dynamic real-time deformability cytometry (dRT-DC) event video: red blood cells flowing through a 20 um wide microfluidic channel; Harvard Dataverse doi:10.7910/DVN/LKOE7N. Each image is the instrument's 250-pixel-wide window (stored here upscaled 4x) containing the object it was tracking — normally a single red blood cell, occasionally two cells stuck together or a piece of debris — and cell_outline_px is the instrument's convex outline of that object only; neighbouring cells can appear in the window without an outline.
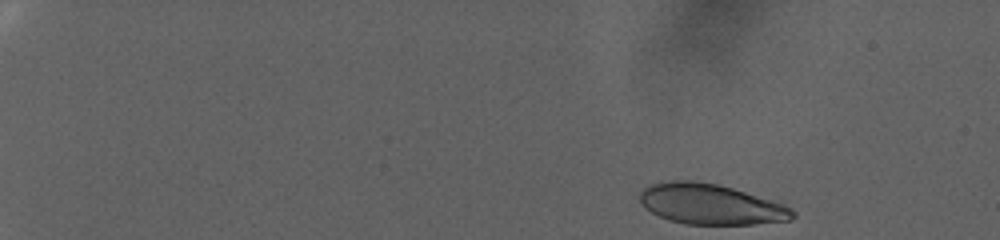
{"species": "human", "species_latin": "Homo sapiens", "temperature_condition": "warm", "stored_images_in_passage": 56, "camera_frame_rate_fps": 3000, "um_per_image_px": 0.085, "donor": {"sex": "female"}, "frame": {"image": 1, "passage_image": 1, "time_ms": 0.0, "image_size_px": [1000, 240], "cell_outline_px": [[796, 216], [792, 220], [756, 224], [684, 224], [668, 220], [644, 208], [640, 200], [640, 192], [648, 184], [668, 180], [692, 180], [716, 184], [732, 188], [784, 204], [792, 208], [796, 212]], "centroid_in_image_um": [60.41, 17.36], "position_along_channel_um": 24.6, "area_um2": 36.18}}
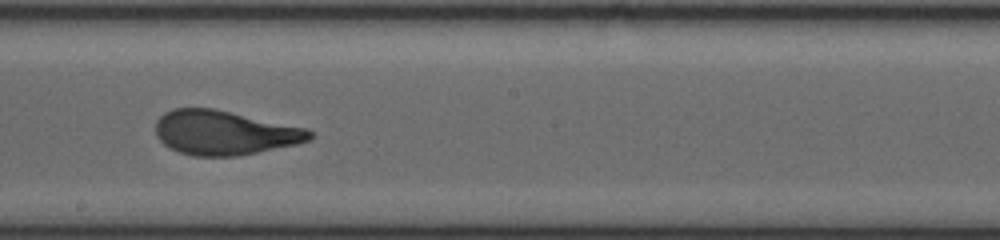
{"frame": {"image": 2, "passage_image": 30, "time_ms": 9.667, "image_size_px": [1000, 240], "cell_outline_px": [[312, 136], [308, 140], [296, 144], [236, 156], [192, 156], [168, 148], [156, 136], [156, 120], [164, 112], [172, 108], [216, 108], [308, 128], [312, 132]], "centroid_in_image_um": [19.05, 11.26], "position_along_channel_um": 229.2, "area_um2": 40.0}}
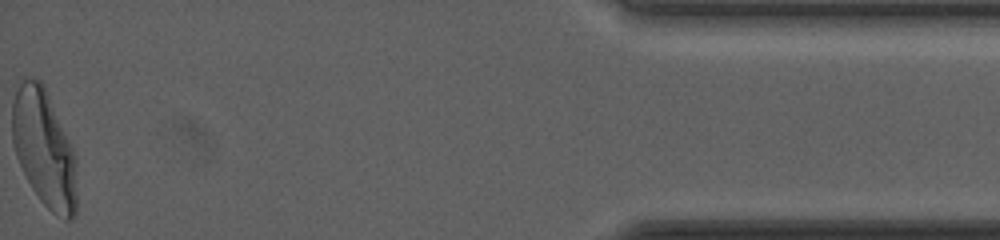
{"frame": {"image": 3, "passage_image": 56, "time_ms": 18.333, "image_size_px": [1000, 240], "cell_outline_px": [[76, 216], [72, 220], [64, 220], [52, 212], [40, 200], [32, 188], [16, 156], [12, 140], [12, 104], [16, 80], [20, 76], [36, 76], [44, 84], [72, 144], [76, 156]], "centroid_in_image_um": [3.74, 12.52], "position_along_channel_um": 431.5, "area_um2": 45.26}, "authors_computed_cell_mechanics": {"area_um2": 39.8531, "velocity_mm_per_s": 3.7722, "shape_relaxation_time_tau1_ms": 3.2441, "shape_relaxation_time_tau2_ms": null, "deformation_change_tau1": 0.1991, "deformation_change_tau2": null}}